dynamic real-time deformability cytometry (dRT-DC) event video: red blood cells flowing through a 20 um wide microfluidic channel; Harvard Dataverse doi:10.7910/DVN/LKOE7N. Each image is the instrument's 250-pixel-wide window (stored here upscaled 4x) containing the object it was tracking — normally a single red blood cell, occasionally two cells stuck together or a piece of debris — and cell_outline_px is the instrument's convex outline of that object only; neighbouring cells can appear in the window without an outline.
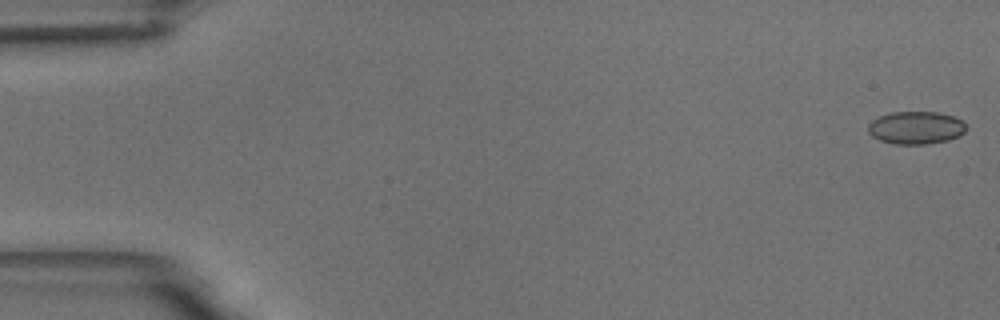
{"species": "common noctule bat (a hibernating species)", "species_latin": "Nyctalus noctula", "temperature_condition": "room temperature", "stored_images_in_passage": 56, "camera_frame_rate_fps": 3000, "um_per_image_px": 0.085, "animal": {"sex": "male", "body_mass_g": 18.8}, "frame": {"image": 1, "passage_image": 1, "time_ms": 0.0, "image_size_px": [1000, 320], "cell_outline_px": [[968, 128], [960, 136], [948, 140], [928, 144], [896, 144], [880, 140], [872, 136], [868, 132], [868, 124], [872, 120], [880, 116], [892, 112], [936, 112], [952, 116], [960, 120]], "centroid_in_image_um": [77.85, 10.86], "position_along_channel_um": 7.1, "area_um2": 18.67}}
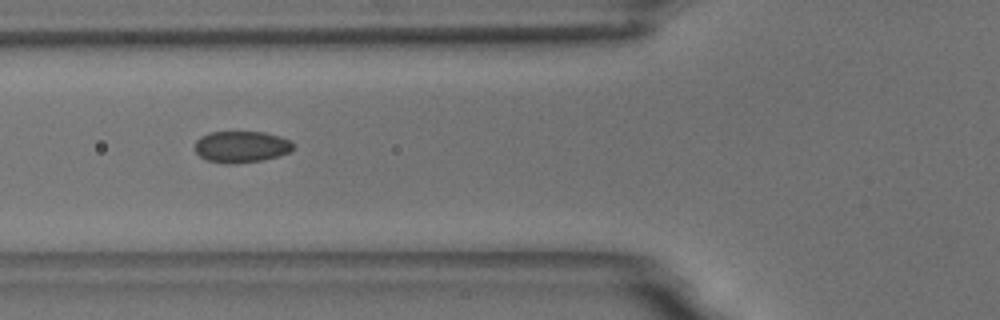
{"frame": {"image": 2, "passage_image": 21, "time_ms": 6.667, "image_size_px": [1000, 320], "cell_outline_px": [[296, 148], [280, 156], [264, 160], [236, 164], [224, 164], [208, 160], [200, 156], [196, 152], [196, 140], [200, 136], [208, 132], [264, 132], [280, 136], [296, 144]], "centroid_in_image_um": [20.54, 12.48], "position_along_channel_um": 105.3, "area_um2": 18.32}}
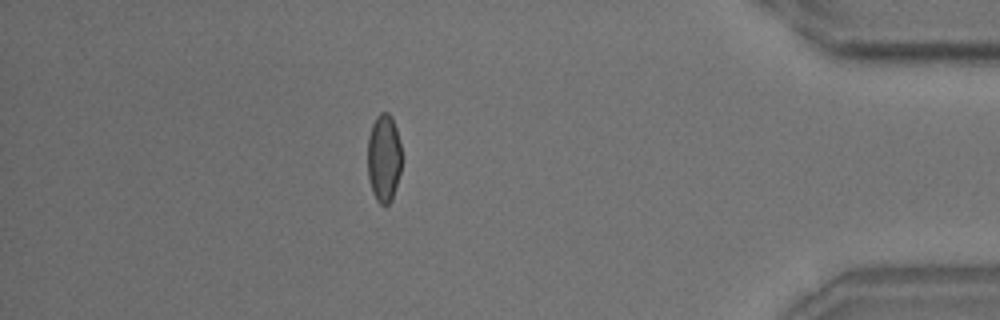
{"frame": {"image": 3, "passage_image": 49, "time_ms": 16.0, "image_size_px": [1000, 320], "cell_outline_px": [[400, 172], [392, 200], [388, 204], [380, 204], [376, 200], [372, 192], [368, 176], [368, 136], [372, 124], [376, 116], [380, 112], [388, 112], [392, 116], [396, 128], [400, 144]], "centroid_in_image_um": [32.61, 13.41], "position_along_channel_um": 402.6, "area_um2": 17.46}, "authors_computed_cell_mechanics": {"area_um2": 18.1492, "velocity_mm_per_s": 3.6293, "shape_relaxation_time_tau1_ms": null, "shape_relaxation_time_tau2_ms": 1.1999, "deformation_change_tau1": null, "deformation_change_tau2": 0.042}}